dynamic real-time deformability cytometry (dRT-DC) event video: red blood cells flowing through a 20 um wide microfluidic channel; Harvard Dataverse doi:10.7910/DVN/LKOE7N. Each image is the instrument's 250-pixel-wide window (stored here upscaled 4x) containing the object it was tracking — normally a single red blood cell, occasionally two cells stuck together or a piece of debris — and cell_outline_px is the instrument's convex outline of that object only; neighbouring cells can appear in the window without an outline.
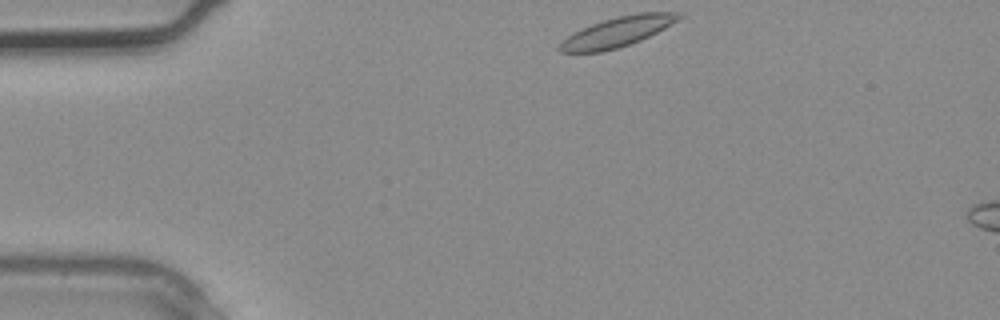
{"species": "common noctule bat (a hibernating species)", "species_latin": "Nyctalus noctula", "temperature_condition": "warm", "stored_images_in_passage": 2, "camera_frame_rate_fps": 3000, "um_per_image_px": 0.085, "animal": {"sex": "male", "body_mass_g": 20.4}, "frame": {"image": 1, "passage_image": 1, "time_ms": 0.0, "image_size_px": [1000, 320], "cell_outline_px": [[684, 16], [664, 28], [640, 40], [616, 48], [600, 52], [560, 52], [556, 48], [568, 36], [592, 24], [616, 16], [636, 12], [684, 12]], "centroid_in_image_um": [52.52, 2.69], "position_along_channel_um": 32.5, "area_um2": 20.46}}